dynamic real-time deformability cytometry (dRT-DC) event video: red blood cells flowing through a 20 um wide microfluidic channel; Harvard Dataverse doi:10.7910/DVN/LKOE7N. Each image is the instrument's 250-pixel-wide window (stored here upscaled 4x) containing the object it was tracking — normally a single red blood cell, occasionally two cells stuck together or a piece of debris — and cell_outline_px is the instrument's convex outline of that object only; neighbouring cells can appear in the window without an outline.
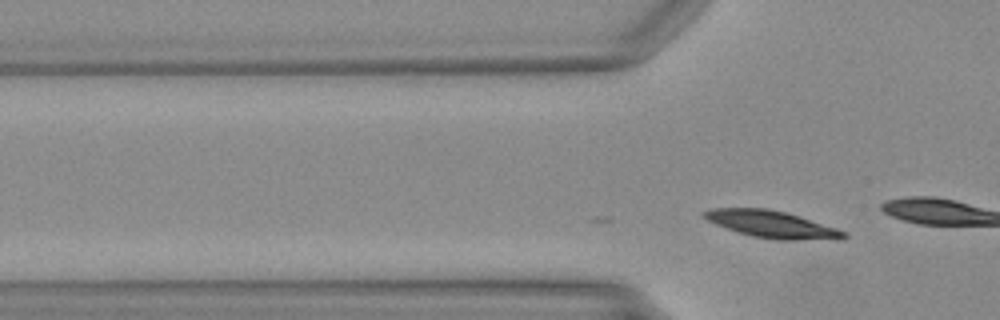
{"species": "Egyptian fruit bat (a non-hibernating species)", "species_latin": "Rousettus aegyptiacus", "temperature_condition": "warm", "stored_images_in_passage": 2, "camera_frame_rate_fps": 3000, "um_per_image_px": 0.085, "animal": {"sex": "female"}, "frame": {"image": 1, "passage_image": 2, "time_ms": 0.333, "image_size_px": [1000, 320], "cell_outline_px": [[848, 236], [840, 240], [776, 240], [752, 236], [736, 232], [716, 224], [700, 216], [700, 212], [712, 208], [768, 208], [800, 216], [848, 232]], "centroid_in_image_um": [65.62, 19.08], "position_along_channel_um": 60.2, "area_um2": 22.37}}